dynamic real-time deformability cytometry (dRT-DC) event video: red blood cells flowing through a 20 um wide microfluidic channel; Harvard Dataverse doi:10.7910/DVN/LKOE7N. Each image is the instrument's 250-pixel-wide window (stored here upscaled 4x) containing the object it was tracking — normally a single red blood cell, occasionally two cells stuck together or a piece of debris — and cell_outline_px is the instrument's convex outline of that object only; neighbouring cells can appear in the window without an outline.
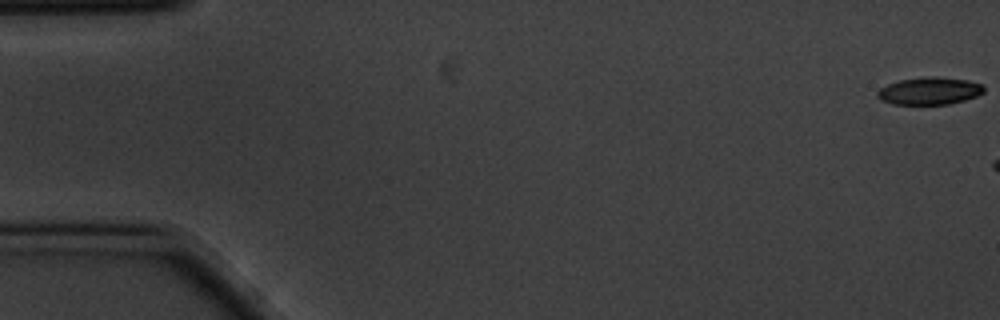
{"species": "common noctule bat (a hibernating species)", "species_latin": "Nyctalus noctula", "temperature_condition": "cold", "stored_images_in_passage": 7, "camera_frame_rate_fps": 3000, "um_per_image_px": 0.085, "animal": {"sex": "male", "body_mass_g": 20.1, "forearm_length_mm": 53.5}, "frame": {"image": 1, "passage_image": 1, "time_ms": 0.0, "image_size_px": [1000, 320], "cell_outline_px": [[984, 92], [976, 96], [964, 100], [948, 104], [892, 104], [880, 100], [876, 96], [876, 92], [880, 88], [888, 84], [900, 80], [928, 76], [936, 76], [968, 80], [984, 84]], "centroid_in_image_um": [79.0, 7.72], "position_along_channel_um": 6.0, "area_um2": 17.11}}